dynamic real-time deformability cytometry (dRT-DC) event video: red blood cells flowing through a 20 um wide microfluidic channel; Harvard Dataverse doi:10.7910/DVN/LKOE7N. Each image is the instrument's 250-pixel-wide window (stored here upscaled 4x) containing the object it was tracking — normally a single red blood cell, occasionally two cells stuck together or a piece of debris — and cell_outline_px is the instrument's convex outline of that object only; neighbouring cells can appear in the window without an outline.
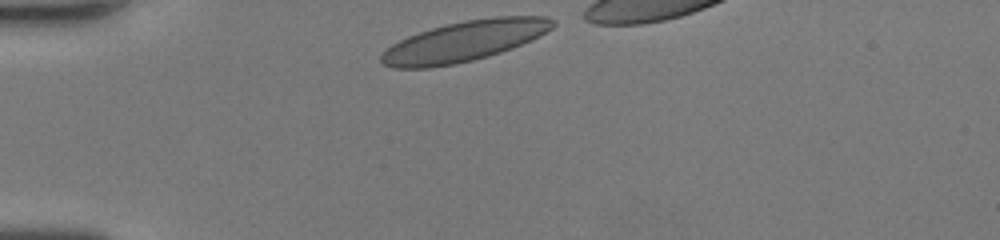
{"species": "human", "species_latin": "Homo sapiens", "temperature_condition": "room temperature", "stored_images_in_passage": 28, "camera_frame_rate_fps": 3000, "um_per_image_px": 0.085, "donor": {"sex": "female"}, "frame": {"image": 1, "passage_image": 1, "time_ms": 0.0, "image_size_px": [1000, 240], "cell_outline_px": [[556, 24], [552, 28], [532, 40], [512, 48], [488, 56], [456, 64], [428, 68], [392, 68], [384, 64], [380, 60], [380, 56], [392, 44], [408, 36], [432, 28], [464, 20], [496, 16], [548, 16], [556, 20]], "centroid_in_image_um": [39.5, 3.49], "position_along_channel_um": 45.5, "area_um2": 40.29}}
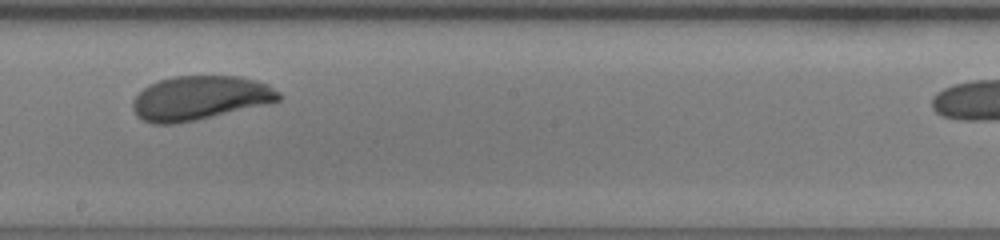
{"frame": {"image": 2, "passage_image": 16, "time_ms": 5.0, "image_size_px": [1000, 240], "cell_outline_px": [[280, 100], [264, 104], [196, 120], [172, 124], [152, 124], [136, 116], [132, 108], [132, 100], [148, 84], [172, 76], [240, 76], [256, 80], [268, 84], [280, 92]], "centroid_in_image_um": [16.95, 8.32], "position_along_channel_um": 231.2, "area_um2": 37.4}}
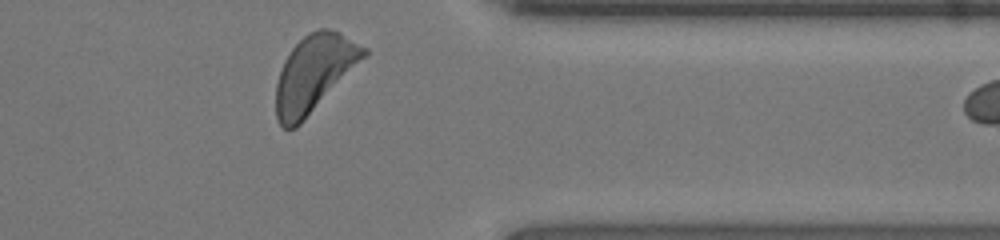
{"frame": {"image": 3, "passage_image": 27, "time_ms": 8.667, "image_size_px": [1000, 240], "cell_outline_px": [[368, 52], [300, 124], [296, 128], [284, 128], [280, 124], [276, 116], [276, 84], [284, 60], [292, 48], [308, 32], [320, 28], [332, 28], [340, 32], [368, 48]], "centroid_in_image_um": [26.67, 6.2], "position_along_channel_um": 384.7, "area_um2": 38.32}}